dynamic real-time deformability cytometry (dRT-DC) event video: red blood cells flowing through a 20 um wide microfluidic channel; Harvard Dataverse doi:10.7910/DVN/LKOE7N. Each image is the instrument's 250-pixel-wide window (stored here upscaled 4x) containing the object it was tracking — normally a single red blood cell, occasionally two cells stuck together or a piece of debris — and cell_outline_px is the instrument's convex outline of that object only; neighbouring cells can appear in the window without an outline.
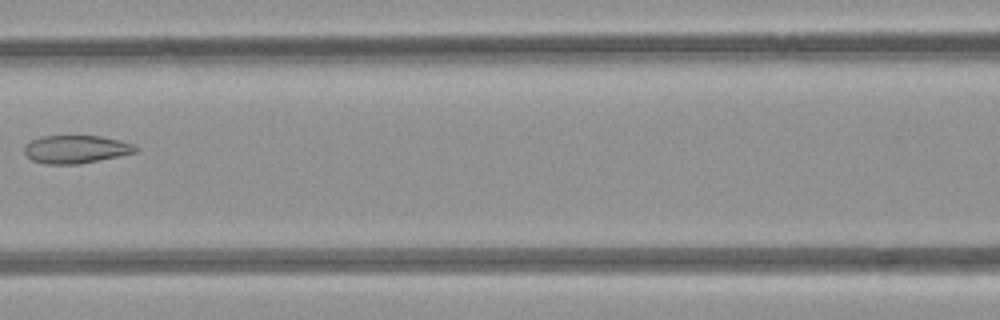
{"species": "common noctule bat (a hibernating species)", "species_latin": "Nyctalus noctula", "temperature_condition": "room temperature", "stored_images_in_passage": 7, "camera_frame_rate_fps": 3000, "um_per_image_px": 0.085, "animal": {"sex": "female", "body_mass_g": 21.9}, "frame": {"image": 1, "passage_image": 7, "time_ms": 7.0, "image_size_px": [1000, 320], "cell_outline_px": [[140, 148], [136, 152], [120, 156], [80, 164], [44, 164], [32, 160], [24, 152], [24, 144], [40, 136], [100, 136], [120, 140], [132, 144]], "centroid_in_image_um": [6.45, 12.69], "position_along_channel_um": 160.1, "area_um2": 18.26}}